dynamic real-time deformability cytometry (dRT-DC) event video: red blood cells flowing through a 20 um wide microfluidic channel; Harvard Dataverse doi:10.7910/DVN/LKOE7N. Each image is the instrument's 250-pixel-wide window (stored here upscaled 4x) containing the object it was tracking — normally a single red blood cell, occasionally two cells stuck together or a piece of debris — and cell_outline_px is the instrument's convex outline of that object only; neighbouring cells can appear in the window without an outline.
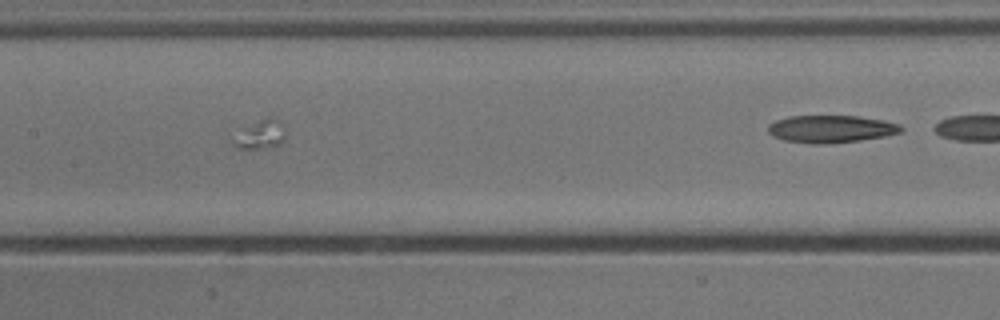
{"species": "common noctule bat (a hibernating species)", "species_latin": "Nyctalus noctula", "temperature_condition": "cold", "stored_images_in_passage": 23, "segment_of_instrument_passage": [2, 2], "camera_frame_rate_fps": 3000, "um_per_image_px": 0.085, "animal": {"sex": "male", "body_mass_g": 13.3}, "frame": {"image": 1, "passage_image": 23, "time_ms": 7.333, "image_size_px": [1000, 320], "cell_outline_px": [[904, 128], [900, 132], [884, 136], [860, 140], [828, 144], [812, 144], [784, 140], [772, 136], [768, 132], [768, 124], [776, 120], [788, 116], [856, 116], [884, 120], [900, 124]], "centroid_in_image_um": [70.61, 10.96], "position_along_channel_um": 136.8, "area_um2": 21.33}}